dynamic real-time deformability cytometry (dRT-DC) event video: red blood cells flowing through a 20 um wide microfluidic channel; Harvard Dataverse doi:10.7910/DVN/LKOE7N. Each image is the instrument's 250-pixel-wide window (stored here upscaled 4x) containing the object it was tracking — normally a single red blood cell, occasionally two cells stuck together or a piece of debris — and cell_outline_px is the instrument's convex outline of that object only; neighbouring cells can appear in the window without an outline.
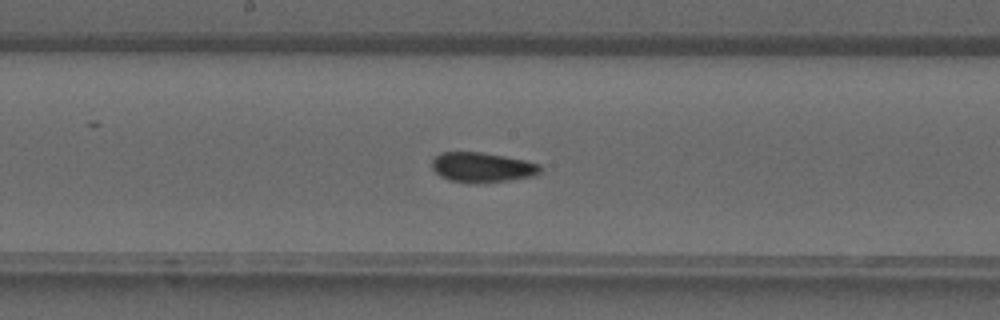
{"species": "common noctule bat (a hibernating species)", "species_latin": "Nyctalus noctula", "temperature_condition": "warm", "stored_images_in_passage": 38, "camera_frame_rate_fps": 3000, "um_per_image_px": 0.085, "animal": {"sex": "male", "forearm_length_mm": 52.5}, "frame": {"image": 1, "passage_image": 19, "time_ms": 6.0, "image_size_px": [1000, 320], "cell_outline_px": [[540, 172], [532, 176], [508, 180], [476, 184], [448, 180], [440, 176], [432, 168], [432, 160], [440, 152], [480, 152], [504, 156], [524, 160], [540, 164]], "centroid_in_image_um": [40.95, 14.23], "position_along_channel_um": 207.3, "area_um2": 18.84}}
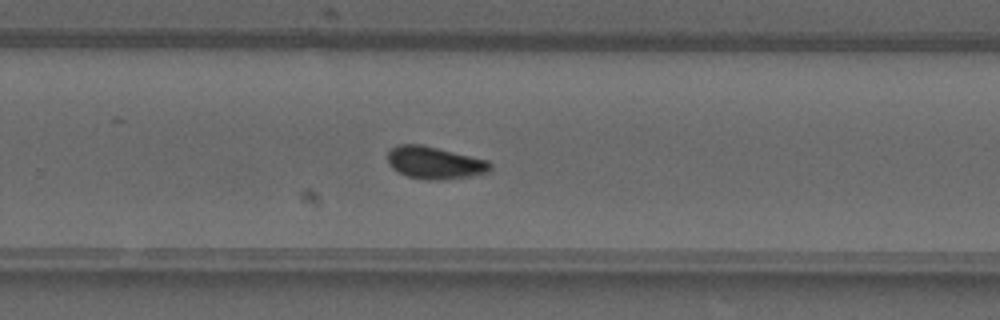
{"frame": {"image": 2, "passage_image": 24, "time_ms": 7.667, "image_size_px": [1000, 320], "cell_outline_px": [[492, 168], [488, 172], [468, 176], [440, 180], [424, 180], [408, 176], [392, 168], [388, 164], [388, 152], [396, 144], [420, 144], [488, 160], [492, 164]], "centroid_in_image_um": [36.93, 13.83], "position_along_channel_um": 292.9, "area_um2": 19.25}}
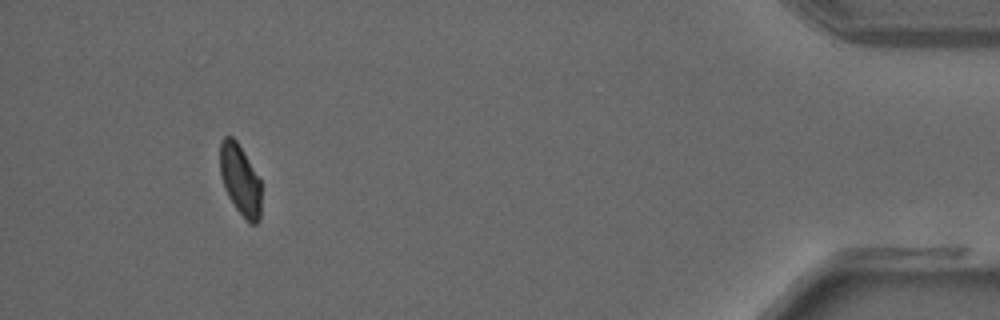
{"frame": {"image": 3, "passage_image": 35, "time_ms": 11.333, "image_size_px": [1000, 320], "cell_outline_px": [[260, 220], [256, 224], [252, 224], [236, 208], [228, 196], [224, 188], [220, 176], [220, 140], [224, 136], [232, 136], [236, 140], [244, 152], [260, 180]], "centroid_in_image_um": [20.39, 15.25], "position_along_channel_um": 414.8, "area_um2": 16.88}}